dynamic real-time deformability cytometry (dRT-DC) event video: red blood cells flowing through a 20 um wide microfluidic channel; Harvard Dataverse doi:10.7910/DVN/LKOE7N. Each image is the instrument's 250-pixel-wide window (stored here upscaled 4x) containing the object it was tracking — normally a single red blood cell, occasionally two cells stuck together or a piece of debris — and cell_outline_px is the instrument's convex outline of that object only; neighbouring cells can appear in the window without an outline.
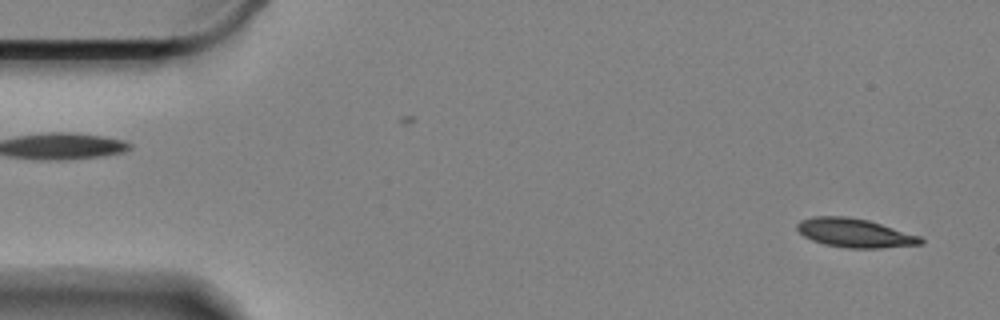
{"species": "Egyptian fruit bat (a non-hibernating species)", "species_latin": "Rousettus aegyptiacus", "temperature_condition": "cold", "stored_images_in_passage": 10, "camera_frame_rate_fps": 3000, "um_per_image_px": 0.085, "animal": {"sex": "female"}, "frame": {"image": 1, "passage_image": 1, "time_ms": 0.0, "image_size_px": [1000, 320], "cell_outline_px": [[924, 244], [880, 248], [848, 248], [824, 244], [812, 240], [804, 236], [796, 228], [796, 224], [800, 220], [812, 216], [848, 216], [868, 220], [920, 236], [924, 240]], "centroid_in_image_um": [72.64, 19.8], "position_along_channel_um": 12.4, "area_um2": 20.81}}